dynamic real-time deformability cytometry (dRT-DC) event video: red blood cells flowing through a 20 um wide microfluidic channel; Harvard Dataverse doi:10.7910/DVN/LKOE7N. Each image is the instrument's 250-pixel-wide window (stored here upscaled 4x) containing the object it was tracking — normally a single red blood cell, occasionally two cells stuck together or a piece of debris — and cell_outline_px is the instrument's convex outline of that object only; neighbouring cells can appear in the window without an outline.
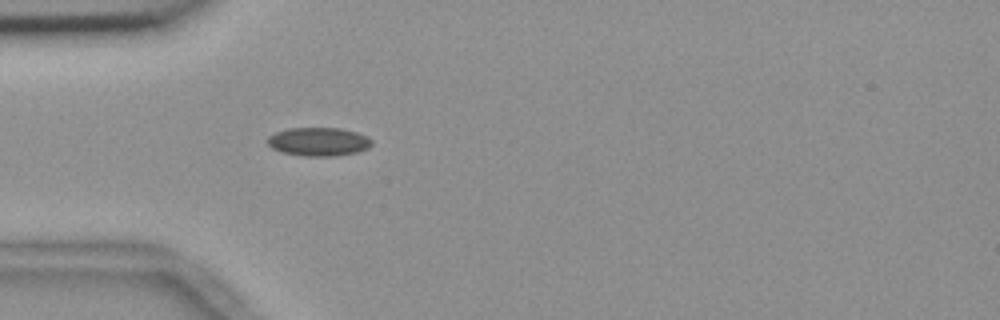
{"species": "common noctule bat (a hibernating species)", "species_latin": "Nyctalus noctula", "temperature_condition": "room temperature", "stored_images_in_passage": 40, "camera_frame_rate_fps": 3000, "um_per_image_px": 0.085, "animal": {"sex": "female", "body_mass_g": 18.4}, "frame": {"image": 1, "passage_image": 1, "time_ms": 0.0, "image_size_px": [1000, 320], "cell_outline_px": [[372, 144], [368, 148], [356, 152], [332, 156], [304, 156], [280, 152], [272, 148], [268, 144], [268, 136], [276, 132], [288, 128], [340, 128], [356, 132], [368, 136], [372, 140]], "centroid_in_image_um": [27.08, 12.04], "position_along_channel_um": 57.9, "area_um2": 17.34}}
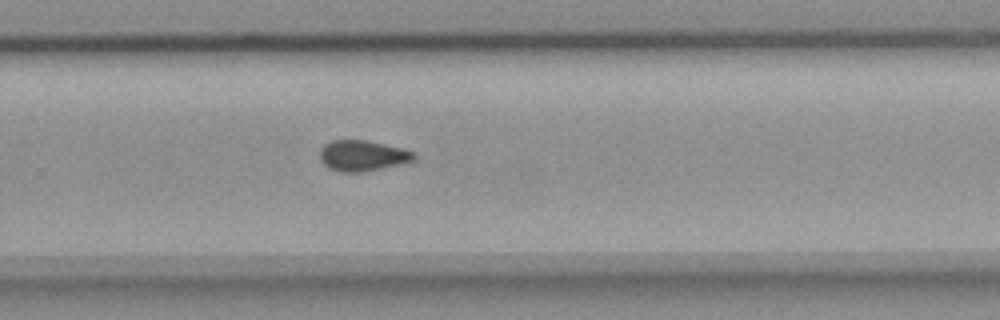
{"frame": {"image": 2, "passage_image": 21, "time_ms": 6.667, "image_size_px": [1000, 320], "cell_outline_px": [[416, 160], [400, 164], [364, 172], [340, 172], [328, 168], [320, 160], [320, 148], [324, 144], [332, 140], [368, 140], [404, 148], [416, 152]], "centroid_in_image_um": [30.84, 13.22], "position_along_channel_um": 299.0, "area_um2": 17.17}}
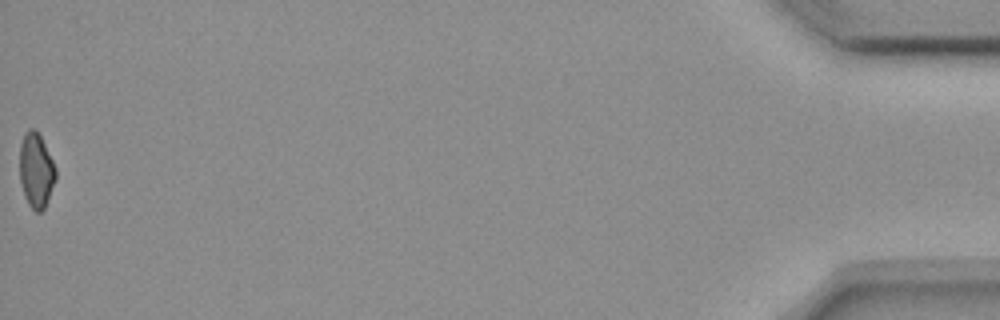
{"frame": {"image": 3, "passage_image": 40, "time_ms": 13.0, "image_size_px": [1000, 320], "cell_outline_px": [[56, 180], [44, 208], [40, 212], [36, 212], [28, 204], [24, 196], [20, 184], [20, 144], [24, 132], [28, 128], [32, 128], [40, 136], [56, 168]], "centroid_in_image_um": [3.05, 14.49], "position_along_channel_um": 432.1, "area_um2": 15.66}, "authors_computed_cell_mechanics": {"area_um2": 16.762, "velocity_mm_per_s": 3.6867, "shape_relaxation_time_tau1_ms": null, "shape_relaxation_time_tau2_ms": 5.2208, "deformation_change_tau1": null, "deformation_change_tau2": 0.0966}}